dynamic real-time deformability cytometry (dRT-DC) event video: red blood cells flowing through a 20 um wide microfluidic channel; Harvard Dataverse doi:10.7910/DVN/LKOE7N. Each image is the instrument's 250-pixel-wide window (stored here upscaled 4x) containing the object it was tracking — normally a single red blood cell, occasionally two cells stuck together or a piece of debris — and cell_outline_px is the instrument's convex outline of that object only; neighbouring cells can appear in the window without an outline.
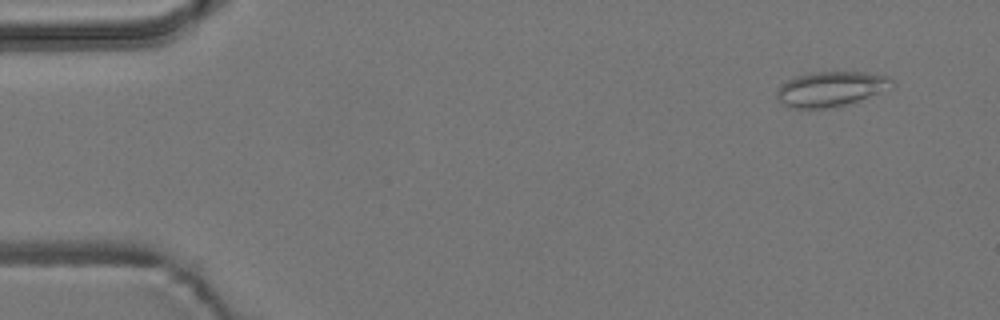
{"species": "common noctule bat (a hibernating species)", "species_latin": "Nyctalus noctula", "temperature_condition": "room temperature", "stored_images_in_passage": 4, "camera_frame_rate_fps": 3000, "um_per_image_px": 0.085, "animal": {"sex": "male", "body_mass_g": 19.2, "forearm_length_mm": 51.8}, "frame": {"image": 1, "passage_image": 1, "time_ms": 0.0, "image_size_px": [1000, 320], "cell_outline_px": [[896, 84], [892, 88], [852, 104], [836, 108], [796, 108], [780, 104], [776, 96], [776, 92], [780, 84], [796, 76], [812, 72], [864, 72], [888, 76]], "centroid_in_image_um": [70.65, 7.58], "position_along_channel_um": 14.3, "area_um2": 23.99}}